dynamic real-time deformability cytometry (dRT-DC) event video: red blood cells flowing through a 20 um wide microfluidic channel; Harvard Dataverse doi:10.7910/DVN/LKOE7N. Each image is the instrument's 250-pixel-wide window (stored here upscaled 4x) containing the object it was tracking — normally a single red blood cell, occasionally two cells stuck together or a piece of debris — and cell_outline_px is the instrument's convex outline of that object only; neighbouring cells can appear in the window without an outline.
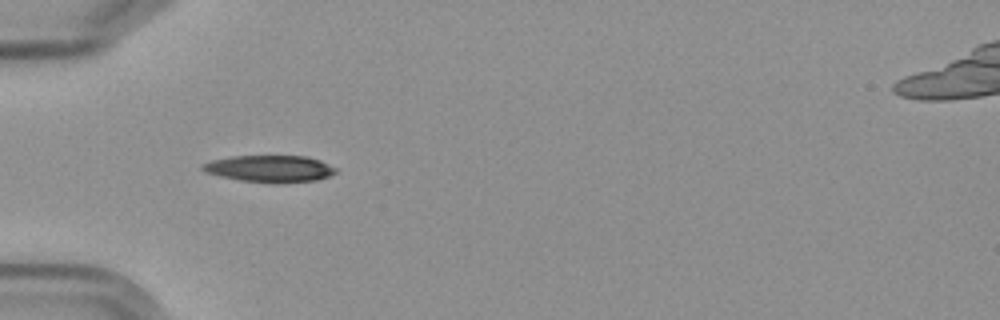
{"species": "Egyptian fruit bat (a non-hibernating species)", "species_latin": "Rousettus aegyptiacus", "temperature_condition": "cold", "stored_images_in_passage": 9, "camera_frame_rate_fps": 3000, "um_per_image_px": 0.085, "frame": {"image": 1, "passage_image": 6, "time_ms": 6.0, "image_size_px": [1000, 320], "cell_outline_px": [[336, 172], [328, 176], [316, 180], [240, 180], [220, 176], [208, 172], [200, 168], [204, 164], [212, 160], [232, 156], [304, 156], [320, 160], [336, 168]], "centroid_in_image_um": [22.92, 14.28], "position_along_channel_um": 62.1, "area_um2": 19.59}}
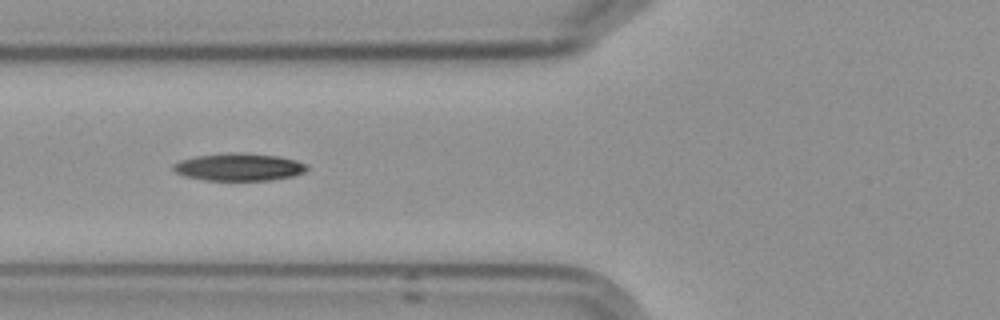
{"frame": {"image": 2, "passage_image": 7, "time_ms": 7.333, "image_size_px": [1000, 320], "cell_outline_px": [[308, 168], [304, 172], [292, 176], [268, 180], [204, 180], [184, 176], [176, 172], [172, 168], [172, 164], [180, 160], [196, 156], [232, 152], [244, 152], [280, 156], [296, 160], [304, 164]], "centroid_in_image_um": [20.28, 14.18], "position_along_channel_um": 105.5, "area_um2": 21.44}}